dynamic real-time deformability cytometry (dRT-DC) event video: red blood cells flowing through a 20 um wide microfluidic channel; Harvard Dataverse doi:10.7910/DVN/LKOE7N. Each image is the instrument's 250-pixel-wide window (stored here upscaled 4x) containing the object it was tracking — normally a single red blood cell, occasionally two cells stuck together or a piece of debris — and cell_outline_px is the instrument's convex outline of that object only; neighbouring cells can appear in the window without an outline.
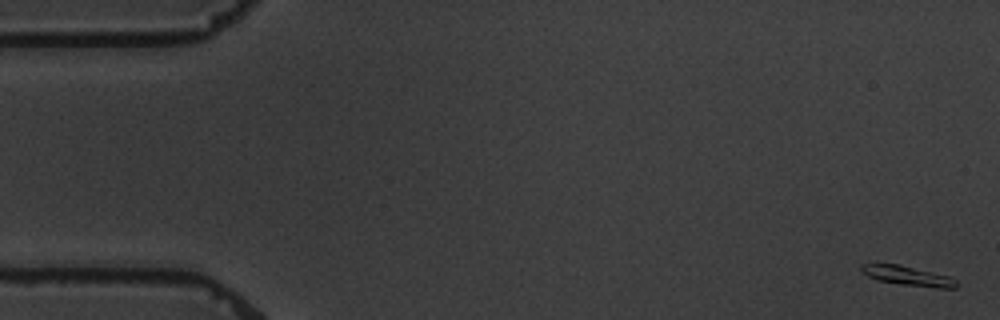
{"species": "common noctule bat (a hibernating species)", "species_latin": "Nyctalus noctula", "temperature_condition": "warm", "stored_images_in_passage": 6, "camera_frame_rate_fps": 3000, "um_per_image_px": 0.085, "animal": {"sex": "male", "body_mass_g": 19.5, "forearm_length_mm": 54.6}, "frame": {"image": 1, "passage_image": 1, "time_ms": 0.0, "image_size_px": [1000, 320], "cell_outline_px": [[960, 284], [956, 288], [936, 288], [900, 284], [876, 280], [860, 272], [860, 264], [900, 264], [948, 276], [956, 280]], "centroid_in_image_um": [77.16, 23.45], "position_along_channel_um": 7.8, "area_um2": 10.92}}